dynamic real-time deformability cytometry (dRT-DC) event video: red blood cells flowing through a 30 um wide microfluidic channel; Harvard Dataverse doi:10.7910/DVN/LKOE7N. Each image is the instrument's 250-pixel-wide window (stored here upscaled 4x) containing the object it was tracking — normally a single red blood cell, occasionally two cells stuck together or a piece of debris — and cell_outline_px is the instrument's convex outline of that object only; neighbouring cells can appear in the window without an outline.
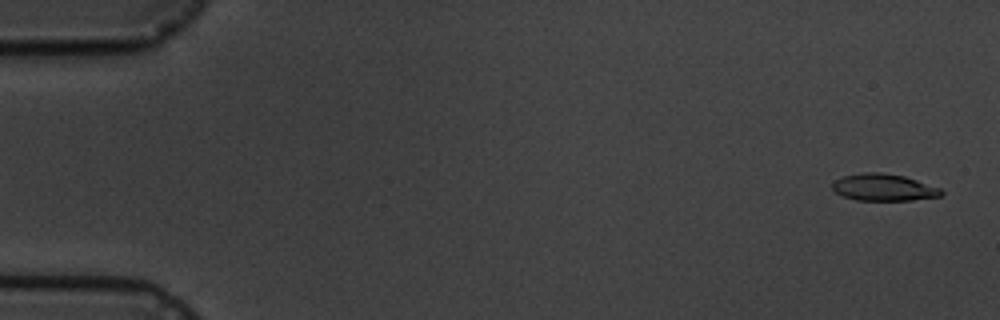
{"species": "common noctule bat (a hibernating species)", "species_latin": "Nyctalus noctula", "temperature_condition": "cold", "stored_images_in_passage": 5, "camera_frame_rate_fps": 3000, "um_per_image_px": 0.085, "animal": {"sex": "male", "body_mass_g": 19.5, "forearm_length_mm": 54.6}, "frame": {"image": 1, "passage_image": 1, "time_ms": 0.0, "image_size_px": [1000, 320], "cell_outline_px": [[944, 192], [940, 196], [912, 200], [856, 200], [844, 196], [836, 192], [832, 188], [832, 184], [836, 180], [844, 176], [864, 172], [880, 172], [904, 176], [940, 188]], "centroid_in_image_um": [75.11, 15.93], "position_along_channel_um": 9.9, "area_um2": 16.88}}
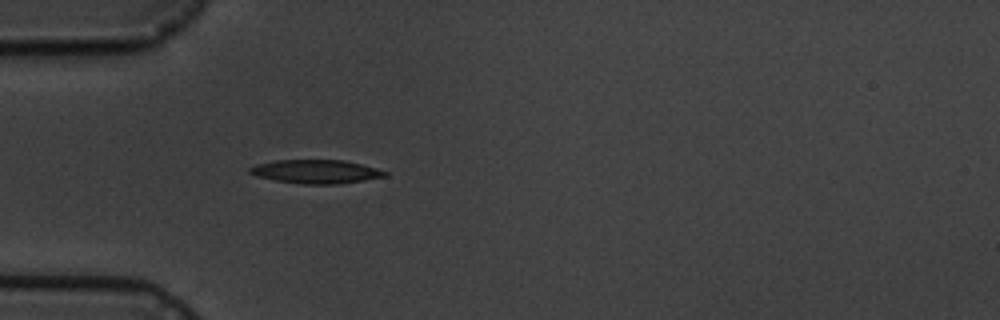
{"frame": {"image": 2, "passage_image": 5, "time_ms": 5.0, "image_size_px": [1000, 320], "cell_outline_px": [[388, 176], [340, 184], [300, 184], [276, 180], [256, 176], [248, 172], [248, 168], [256, 164], [276, 160], [344, 160], [376, 168], [388, 172]], "centroid_in_image_um": [26.85, 14.59], "position_along_channel_um": 58.1, "area_um2": 18.67}}